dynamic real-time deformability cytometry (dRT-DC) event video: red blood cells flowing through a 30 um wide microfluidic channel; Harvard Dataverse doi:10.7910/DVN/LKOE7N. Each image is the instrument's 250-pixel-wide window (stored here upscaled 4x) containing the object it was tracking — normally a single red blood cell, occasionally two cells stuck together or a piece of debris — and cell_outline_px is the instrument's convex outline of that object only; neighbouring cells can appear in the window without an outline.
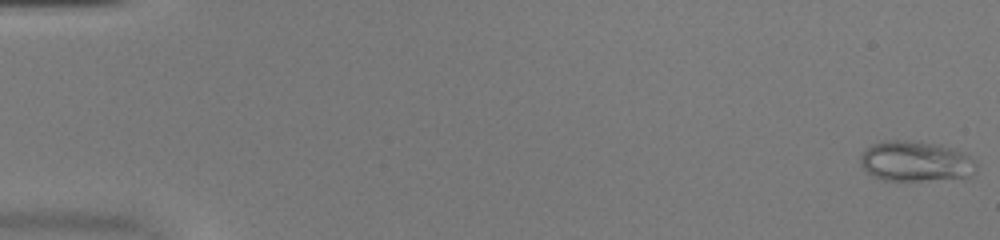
{"species": "common noctule bat (a hibernating species)", "species_latin": "Nyctalus noctula", "temperature_condition": "warm", "stored_images_in_passage": 52, "camera_frame_rate_fps": 3000, "um_per_image_px": 0.085, "animal": {"sex": "female", "body_mass_g": 20.0, "forearm_length_mm": 54.0}, "frame": {"image": 1, "passage_image": 1, "time_ms": 0.0, "image_size_px": [1000, 240], "cell_outline_px": [[976, 168], [972, 176], [924, 180], [884, 180], [872, 176], [860, 164], [860, 152], [872, 144], [884, 140], [908, 140], [940, 144], [964, 152], [976, 160]], "centroid_in_image_um": [77.81, 13.69], "position_along_channel_um": 7.2, "area_um2": 27.46}, "authors_computed_cell_mechanics": {"area_um2": 20.6924, "velocity_mm_per_s": 4.0345, "shape_relaxation_time_tau1_ms": null, "shape_relaxation_time_tau2_ms": 1.2663, "deformation_change_tau1": null, "deformation_change_tau2": 0.0676}}